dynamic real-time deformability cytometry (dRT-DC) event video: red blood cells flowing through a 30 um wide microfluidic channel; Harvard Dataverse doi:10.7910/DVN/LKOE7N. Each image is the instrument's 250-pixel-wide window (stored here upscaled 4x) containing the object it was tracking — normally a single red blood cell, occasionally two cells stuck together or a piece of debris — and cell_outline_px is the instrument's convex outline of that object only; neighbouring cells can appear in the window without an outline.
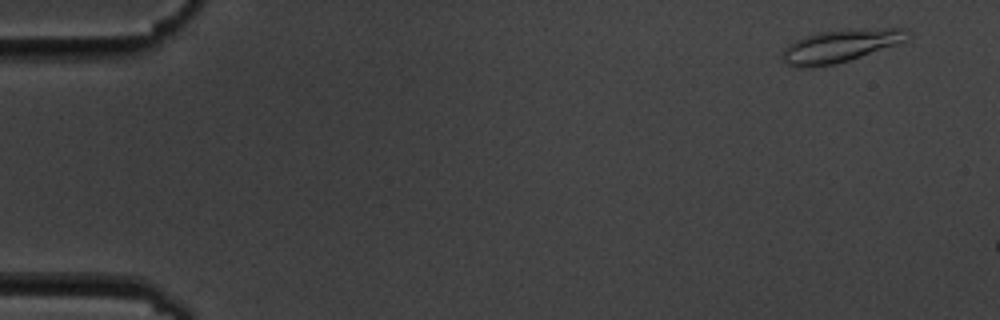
{"species": "common noctule bat (a hibernating species)", "species_latin": "Nyctalus noctula", "temperature_condition": "cold", "stored_images_in_passage": 4, "camera_frame_rate_fps": 3000, "um_per_image_px": 0.085, "animal": {"sex": "male", "body_mass_g": 19.5, "forearm_length_mm": 54.6}, "frame": {"image": 1, "passage_image": 1, "time_ms": 0.0, "image_size_px": [1000, 320], "cell_outline_px": [[912, 36], [908, 40], [848, 60], [832, 64], [812, 68], [800, 68], [784, 64], [784, 48], [788, 44], [804, 36], [820, 32], [888, 28], [908, 28], [912, 32]], "centroid_in_image_um": [71.45, 3.9], "position_along_channel_um": 13.5, "area_um2": 23.47}}